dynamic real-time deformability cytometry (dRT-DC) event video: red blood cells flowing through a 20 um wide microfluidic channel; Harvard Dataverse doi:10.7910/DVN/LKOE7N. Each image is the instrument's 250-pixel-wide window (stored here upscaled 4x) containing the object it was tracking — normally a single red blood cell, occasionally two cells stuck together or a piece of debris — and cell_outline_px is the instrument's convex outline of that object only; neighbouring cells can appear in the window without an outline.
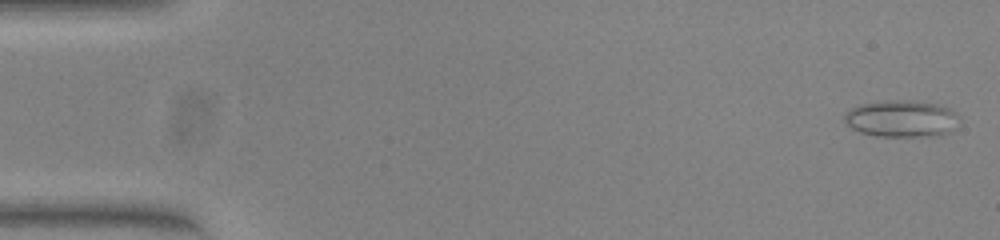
{"species": "common noctule bat (a hibernating species)", "species_latin": "Nyctalus noctula", "temperature_condition": "warm", "stored_images_in_passage": 54, "camera_frame_rate_fps": 3000, "um_per_image_px": 0.085, "animal": {"sex": "female", "body_mass_g": 23.0, "forearm_length_mm": 53.4}, "frame": {"image": 1, "passage_image": 2, "time_ms": 0.333, "image_size_px": [1000, 240], "cell_outline_px": [[960, 116], [956, 128], [952, 132], [944, 136], [876, 136], [860, 132], [852, 128], [844, 120], [844, 116], [852, 108], [860, 104], [888, 100], [916, 100], [940, 104], [952, 108]], "centroid_in_image_um": [76.74, 10.08], "position_along_channel_um": 8.3, "area_um2": 25.2}}
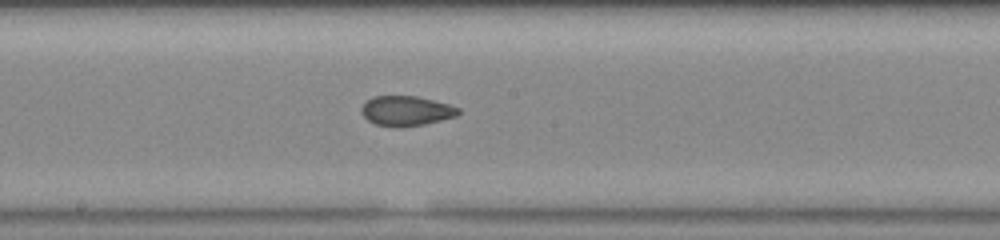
{"frame": {"image": 2, "passage_image": 29, "time_ms": 9.333, "image_size_px": [1000, 240], "cell_outline_px": [[460, 112], [456, 116], [424, 124], [400, 128], [392, 128], [376, 124], [368, 120], [360, 112], [360, 108], [372, 96], [416, 96], [448, 104], [460, 108]], "centroid_in_image_um": [34.5, 9.44], "position_along_channel_um": 213.7, "area_um2": 16.94}}
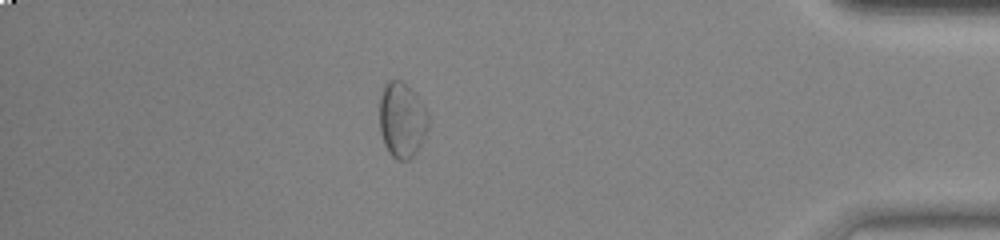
{"frame": {"image": 3, "passage_image": 47, "time_ms": 15.333, "image_size_px": [1000, 240], "cell_outline_px": [[428, 128], [416, 152], [408, 160], [396, 160], [388, 152], [384, 144], [380, 132], [380, 96], [384, 84], [388, 80], [400, 80], [416, 96], [428, 116]], "centroid_in_image_um": [34.13, 10.23], "position_along_channel_um": 401.1, "area_um2": 21.04}, "authors_computed_cell_mechanics": {"area_um2": 18.785, "velocity_mm_per_s": 3.8277, "shape_relaxation_time_tau1_ms": null, "shape_relaxation_time_tau2_ms": 0.835, "deformation_change_tau1": null, "deformation_change_tau2": 0.0634}}